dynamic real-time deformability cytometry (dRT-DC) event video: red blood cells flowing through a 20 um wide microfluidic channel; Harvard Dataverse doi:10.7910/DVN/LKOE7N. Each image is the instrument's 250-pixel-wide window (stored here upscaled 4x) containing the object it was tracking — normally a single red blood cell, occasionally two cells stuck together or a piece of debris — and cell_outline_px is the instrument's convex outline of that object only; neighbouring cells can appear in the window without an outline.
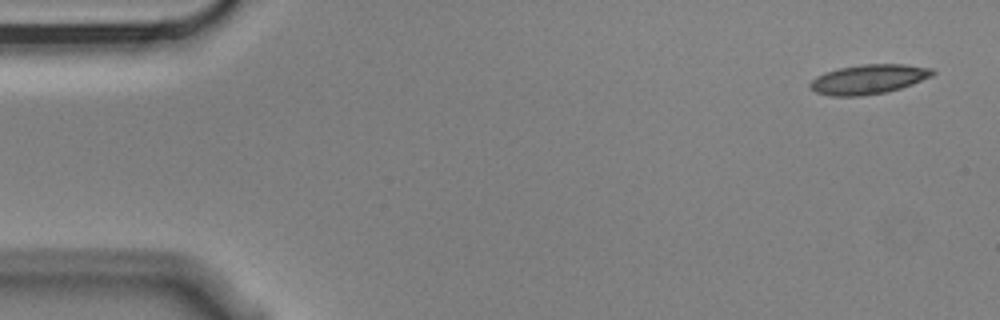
{"species": "Egyptian fruit bat (a non-hibernating species)", "species_latin": "Rousettus aegyptiacus", "temperature_condition": "cold", "stored_images_in_passage": 5, "segment_of_instrument_passage": [1, 2], "camera_frame_rate_fps": 3000, "um_per_image_px": 0.085, "animal": {"sex": "male"}, "frame": {"image": 1, "passage_image": 1, "time_ms": 0.0, "image_size_px": [1000, 320], "cell_outline_px": [[936, 72], [932, 76], [912, 84], [900, 88], [884, 92], [860, 96], [832, 96], [816, 92], [808, 88], [808, 84], [816, 76], [824, 72], [840, 68], [864, 64], [904, 64], [932, 68]], "centroid_in_image_um": [73.8, 6.73], "position_along_channel_um": 11.2, "area_um2": 21.04}}